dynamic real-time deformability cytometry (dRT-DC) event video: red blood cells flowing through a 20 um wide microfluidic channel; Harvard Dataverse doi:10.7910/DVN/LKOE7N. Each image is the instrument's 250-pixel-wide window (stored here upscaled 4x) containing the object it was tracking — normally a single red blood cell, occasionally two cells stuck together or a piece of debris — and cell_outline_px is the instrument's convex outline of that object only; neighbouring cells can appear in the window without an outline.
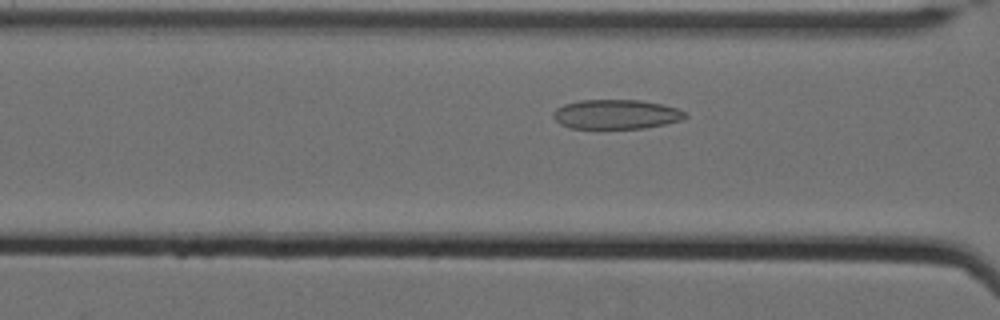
{"species": "Egyptian fruit bat (a non-hibernating species)", "species_latin": "Rousettus aegyptiacus", "temperature_condition": "cold", "stored_images_in_passage": 49, "camera_frame_rate_fps": 3000, "um_per_image_px": 0.085, "animal": {"sex": "female"}, "frame": {"image": 1, "passage_image": 16, "time_ms": 5.0, "image_size_px": [1000, 320], "cell_outline_px": [[688, 116], [680, 120], [664, 124], [644, 128], [572, 128], [560, 124], [552, 116], [552, 112], [556, 108], [564, 104], [580, 100], [640, 100], [660, 104], [676, 108], [684, 112]], "centroid_in_image_um": [52.33, 9.71], "position_along_channel_um": 114.3, "area_um2": 22.48}}
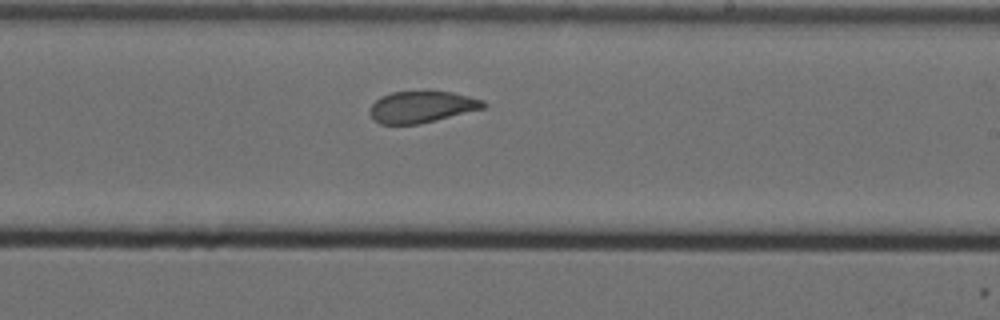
{"frame": {"image": 2, "passage_image": 28, "time_ms": 9.0, "image_size_px": [1000, 320], "cell_outline_px": [[488, 104], [484, 108], [420, 124], [380, 124], [368, 112], [372, 104], [380, 96], [392, 92], [452, 92], [484, 100]], "centroid_in_image_um": [35.85, 9.09], "position_along_channel_um": 253.2, "area_um2": 20.69}}
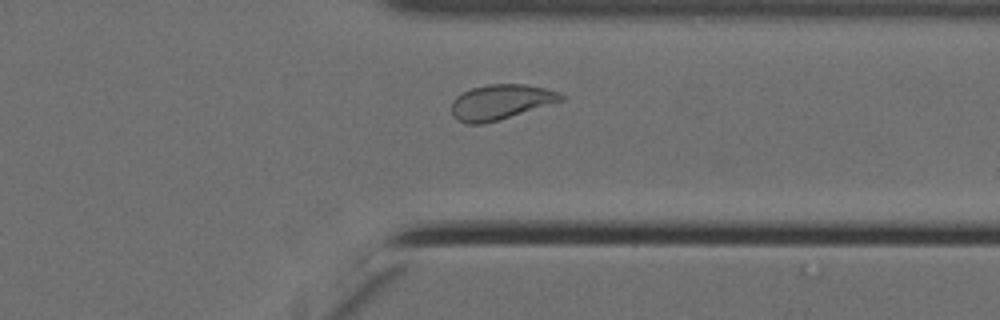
{"frame": {"image": 3, "passage_image": 38, "time_ms": 12.333, "image_size_px": [1000, 320], "cell_outline_px": [[564, 100], [484, 124], [464, 124], [456, 120], [452, 116], [452, 100], [456, 96], [472, 88], [488, 84], [524, 84], [544, 88], [556, 92], [564, 96]], "centroid_in_image_um": [42.5, 8.68], "position_along_channel_um": 368.9, "area_um2": 22.2}, "authors_computed_cell_mechanics": {"area_um2": 22.6576, "velocity_mm_per_s": 3.4621, "shape_relaxation_time_tau1_ms": null, "shape_relaxation_time_tau2_ms": 1.7096, "deformation_change_tau1": null, "deformation_change_tau2": 0.0796}}